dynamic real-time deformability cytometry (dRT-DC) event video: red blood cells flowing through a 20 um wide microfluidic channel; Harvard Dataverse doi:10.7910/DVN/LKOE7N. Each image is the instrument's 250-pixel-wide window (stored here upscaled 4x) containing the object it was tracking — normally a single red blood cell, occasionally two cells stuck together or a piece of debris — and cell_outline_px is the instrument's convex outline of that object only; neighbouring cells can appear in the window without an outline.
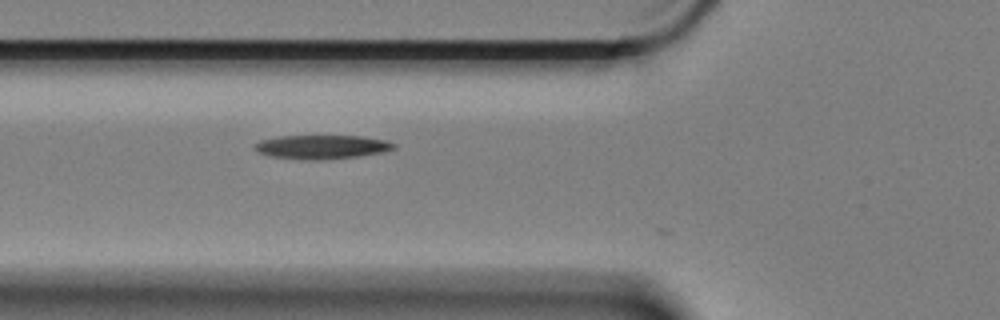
{"species": "Egyptian fruit bat (a non-hibernating species)", "species_latin": "Rousettus aegyptiacus", "temperature_condition": "cold", "stored_images_in_passage": 41, "camera_frame_rate_fps": 3000, "um_per_image_px": 0.085, "animal": {"sex": "female"}, "frame": {"image": 1, "passage_image": 3, "time_ms": 0.667, "image_size_px": [1000, 320], "cell_outline_px": [[396, 148], [384, 152], [356, 156], [316, 160], [312, 160], [272, 156], [260, 152], [252, 148], [252, 144], [260, 140], [276, 136], [364, 136], [388, 140], [396, 144]], "centroid_in_image_um": [27.37, 12.47], "position_along_channel_um": 98.4, "area_um2": 19.36}}
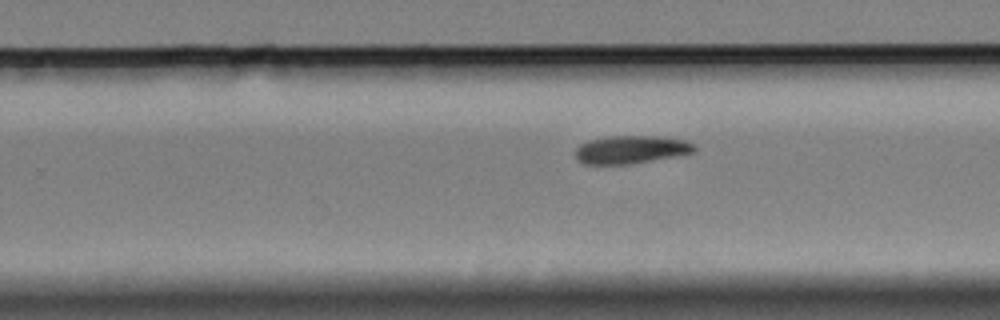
{"frame": {"image": 2, "passage_image": 19, "time_ms": 6.0, "image_size_px": [1000, 320], "cell_outline_px": [[696, 152], [628, 164], [584, 164], [576, 156], [576, 148], [580, 144], [588, 140], [608, 136], [656, 136], [684, 140], [692, 144], [696, 148]], "centroid_in_image_um": [53.61, 12.7], "position_along_channel_um": 276.2, "area_um2": 19.13}}
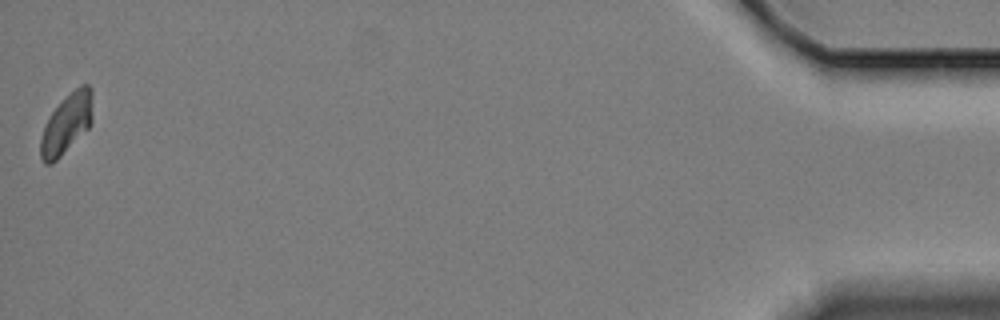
{"frame": {"image": 3, "passage_image": 41, "time_ms": 13.333, "image_size_px": [1000, 320], "cell_outline_px": [[92, 120], [88, 128], [52, 164], [44, 164], [40, 156], [40, 140], [44, 128], [52, 112], [80, 84], [88, 84], [92, 88]], "centroid_in_image_um": [5.67, 10.53], "position_along_channel_um": 429.5, "area_um2": 17.69}, "authors_computed_cell_mechanics": {"area_um2": 18.9006, "velocity_mm_per_s": 3.328, "shape_relaxation_time_tau1_ms": 3.7442, "shape_relaxation_time_tau2_ms": null, "deformation_change_tau1": 0.1117, "deformation_change_tau2": null}}